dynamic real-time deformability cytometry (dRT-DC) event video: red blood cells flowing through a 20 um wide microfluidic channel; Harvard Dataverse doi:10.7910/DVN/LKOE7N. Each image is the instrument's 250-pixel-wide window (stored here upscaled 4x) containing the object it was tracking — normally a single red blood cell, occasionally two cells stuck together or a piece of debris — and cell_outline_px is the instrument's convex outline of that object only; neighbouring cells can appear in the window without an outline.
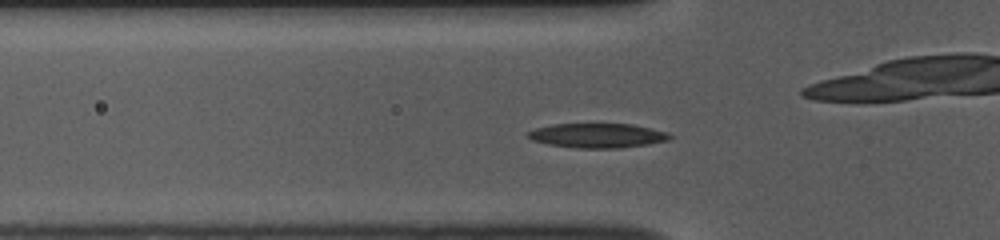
{"species": "common noctule bat (a hibernating species)", "species_latin": "Nyctalus noctula", "temperature_condition": "room temperature", "stored_images_in_passage": 42, "camera_frame_rate_fps": 3000, "um_per_image_px": 0.085, "animal": {"sex": "female", "body_mass_g": 10.0, "forearm_length_mm": 53.1}, "frame": {"image": 1, "passage_image": 12, "time_ms": 3.667, "image_size_px": [1000, 240], "cell_outline_px": [[672, 136], [668, 140], [648, 144], [620, 148], [580, 148], [548, 144], [532, 140], [524, 136], [528, 132], [536, 128], [552, 124], [632, 124], [652, 128], [668, 132]], "centroid_in_image_um": [50.78, 11.52], "position_along_channel_um": 75.0, "area_um2": 20.23}}
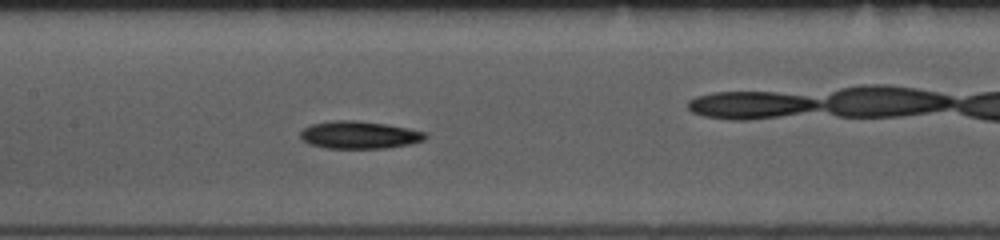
{"frame": {"image": 2, "passage_image": 20, "time_ms": 6.333, "image_size_px": [1000, 240], "cell_outline_px": [[428, 136], [424, 140], [412, 144], [388, 148], [324, 148], [308, 144], [300, 136], [300, 132], [304, 128], [312, 124], [332, 120], [356, 120], [384, 124], [408, 128], [428, 132]], "centroid_in_image_um": [30.57, 11.47], "position_along_channel_um": 176.8, "area_um2": 20.23}}
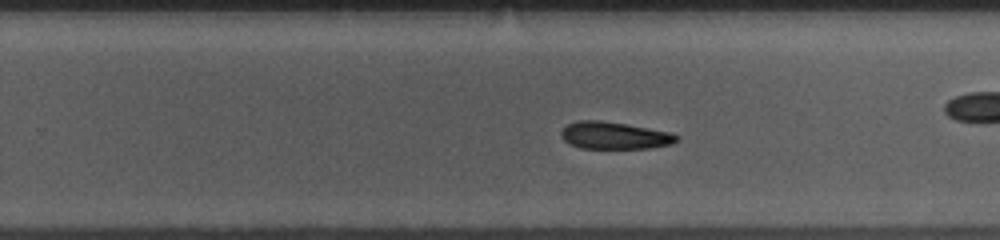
{"frame": {"image": 3, "passage_image": 28, "time_ms": 9.0, "image_size_px": [1000, 240], "cell_outline_px": [[680, 140], [672, 144], [648, 148], [580, 148], [564, 140], [560, 136], [560, 132], [568, 124], [576, 120], [600, 120], [672, 132], [680, 136]], "centroid_in_image_um": [52.26, 11.51], "position_along_channel_um": 277.5, "area_um2": 18.32}, "authors_computed_cell_mechanics": {"area_um2": 19.7965, "velocity_mm_per_s": 3.7916, "shape_relaxation_time_tau1_ms": 3.5452, "shape_relaxation_time_tau2_ms": 8.5894, "deformation_change_tau1": 0.1161, "deformation_change_tau2": 0.1804}}